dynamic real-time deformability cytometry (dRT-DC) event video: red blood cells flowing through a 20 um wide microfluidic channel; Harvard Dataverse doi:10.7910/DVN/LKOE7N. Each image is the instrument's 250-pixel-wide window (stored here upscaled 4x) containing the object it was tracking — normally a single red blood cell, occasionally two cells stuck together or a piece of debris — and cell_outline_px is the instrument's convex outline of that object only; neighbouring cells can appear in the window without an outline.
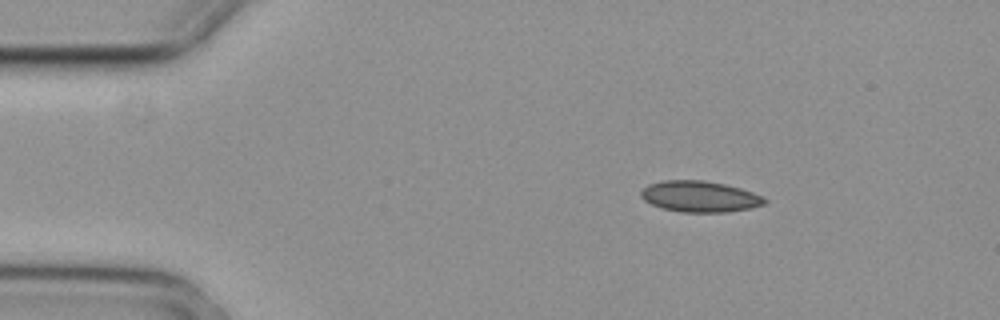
{"species": "common noctule bat (a hibernating species)", "species_latin": "Nyctalus noctula", "temperature_condition": "cold", "stored_images_in_passage": 2, "camera_frame_rate_fps": 3000, "um_per_image_px": 0.085, "animal": {"sex": "female", "body_mass_g": 29.2, "forearm_length_mm": 56.3}, "frame": {"image": 1, "passage_image": 2, "time_ms": 0.333, "image_size_px": [1000, 320], "cell_outline_px": [[768, 200], [764, 204], [752, 208], [728, 212], [680, 212], [664, 208], [652, 204], [644, 200], [640, 196], [640, 192], [648, 184], [664, 180], [704, 180], [724, 184], [740, 188], [764, 196]], "centroid_in_image_um": [59.5, 16.7], "position_along_channel_um": 25.5, "area_um2": 22.43}}